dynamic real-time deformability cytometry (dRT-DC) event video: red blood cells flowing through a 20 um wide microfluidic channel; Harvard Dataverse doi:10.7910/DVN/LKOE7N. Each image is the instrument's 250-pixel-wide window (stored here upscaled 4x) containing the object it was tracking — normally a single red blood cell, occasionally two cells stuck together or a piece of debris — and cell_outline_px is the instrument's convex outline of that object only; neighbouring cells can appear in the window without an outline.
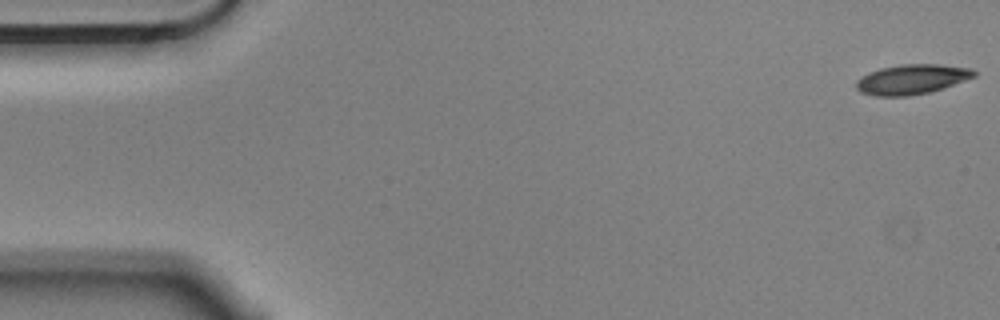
{"species": "Egyptian fruit bat (a non-hibernating species)", "species_latin": "Rousettus aegyptiacus", "temperature_condition": "cold", "stored_images_in_passage": 8, "camera_frame_rate_fps": 3000, "um_per_image_px": 0.085, "animal": {"sex": "male"}, "frame": {"image": 1, "passage_image": 1, "time_ms": 0.0, "image_size_px": [1000, 320], "cell_outline_px": [[976, 76], [928, 92], [908, 96], [876, 96], [860, 92], [856, 88], [856, 80], [880, 68], [900, 64], [940, 64], [972, 68], [976, 72]], "centroid_in_image_um": [77.49, 6.73], "position_along_channel_um": 7.5, "area_um2": 20.23}}